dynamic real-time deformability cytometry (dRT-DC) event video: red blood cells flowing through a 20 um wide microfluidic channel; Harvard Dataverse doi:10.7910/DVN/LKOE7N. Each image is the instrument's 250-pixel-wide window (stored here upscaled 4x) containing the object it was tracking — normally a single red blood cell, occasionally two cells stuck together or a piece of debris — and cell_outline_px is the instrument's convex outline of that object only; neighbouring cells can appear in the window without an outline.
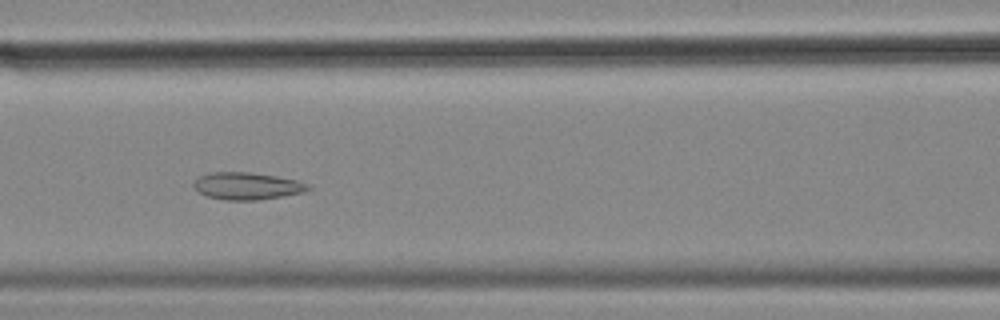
{"species": "common noctule bat (a hibernating species)", "species_latin": "Nyctalus noctula", "temperature_condition": "cold", "stored_images_in_passage": 56, "camera_frame_rate_fps": 3000, "um_per_image_px": 0.085, "animal": {"sex": "female", "body_mass_g": 18.4}, "frame": {"image": 1, "passage_image": 24, "time_ms": 7.667, "image_size_px": [1000, 320], "cell_outline_px": [[312, 188], [304, 192], [260, 200], [224, 200], [208, 196], [200, 192], [192, 184], [200, 176], [212, 172], [248, 172], [276, 176], [296, 180], [308, 184]], "centroid_in_image_um": [21.02, 15.81], "position_along_channel_um": 145.6, "area_um2": 17.98}}
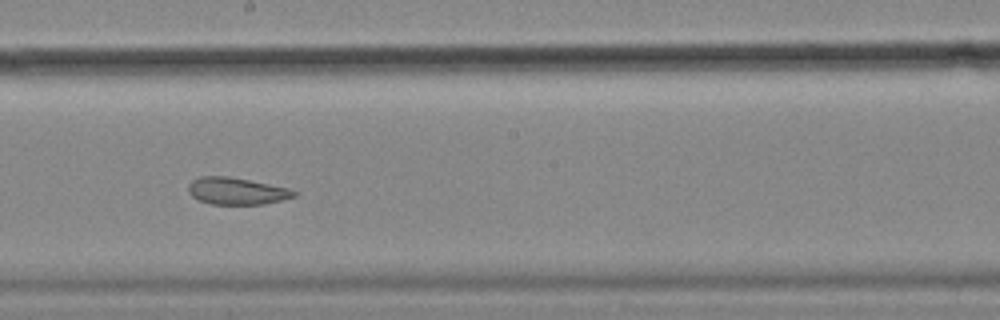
{"frame": {"image": 2, "passage_image": 31, "time_ms": 10.0, "image_size_px": [1000, 320], "cell_outline_px": [[300, 192], [296, 196], [264, 204], [212, 204], [196, 200], [188, 192], [188, 184], [192, 180], [200, 176], [228, 176], [288, 188]], "centroid_in_image_um": [20.09, 16.24], "position_along_channel_um": 228.1, "area_um2": 16.65}}
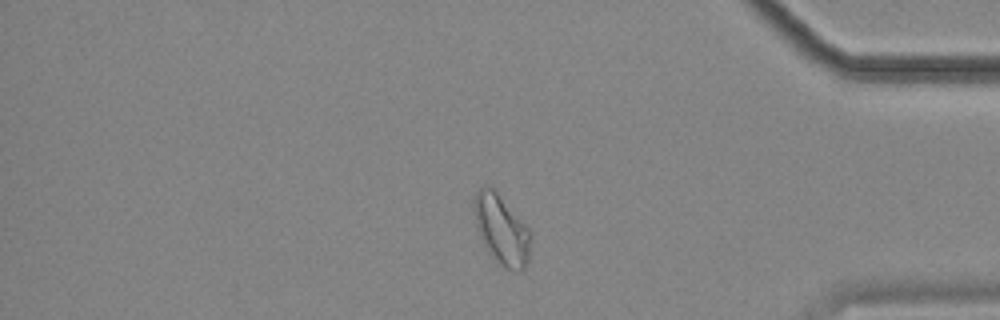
{"frame": {"image": 3, "passage_image": 47, "time_ms": 15.333, "image_size_px": [1000, 320], "cell_outline_px": [[532, 236], [528, 260], [524, 268], [516, 272], [504, 268], [488, 252], [480, 240], [476, 224], [472, 204], [476, 192], [480, 188], [488, 184], [496, 192], [528, 228]], "centroid_in_image_um": [42.61, 19.55], "position_along_channel_um": 392.6, "area_um2": 22.89}, "authors_computed_cell_mechanics": {"area_um2": 22.1374, "velocity_mm_per_s": 3.5511, "shape_relaxation_time_tau1_ms": null, "shape_relaxation_time_tau2_ms": 2.4785, "deformation_change_tau1": null, "deformation_change_tau2": 0.0882}}